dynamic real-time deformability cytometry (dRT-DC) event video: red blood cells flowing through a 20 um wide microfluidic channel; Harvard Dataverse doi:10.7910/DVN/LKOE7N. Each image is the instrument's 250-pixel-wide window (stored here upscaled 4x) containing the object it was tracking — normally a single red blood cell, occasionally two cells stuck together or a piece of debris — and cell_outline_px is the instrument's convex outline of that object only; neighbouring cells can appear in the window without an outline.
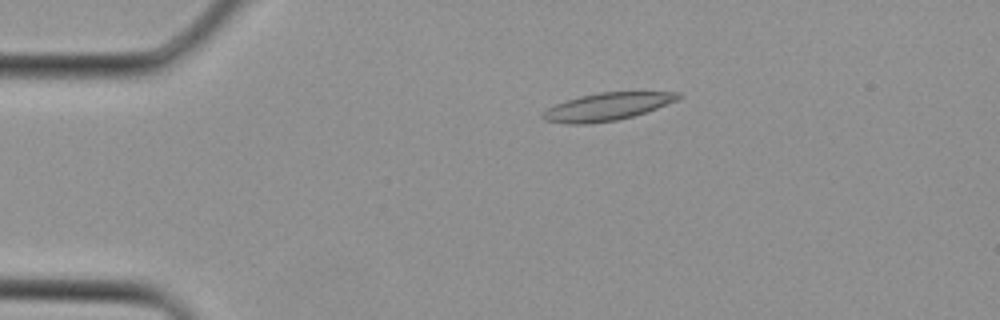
{"species": "Egyptian fruit bat (a non-hibernating species)", "species_latin": "Rousettus aegyptiacus", "temperature_condition": "cold", "stored_images_in_passage": 2, "camera_frame_rate_fps": 3000, "um_per_image_px": 0.085, "animal": {"sex": "female"}, "frame": {"image": 1, "passage_image": 1, "time_ms": 0.0, "image_size_px": [1000, 320], "cell_outline_px": [[684, 96], [676, 100], [656, 108], [632, 116], [616, 120], [588, 124], [568, 124], [544, 120], [540, 116], [548, 108], [556, 104], [580, 96], [600, 92], [680, 92]], "centroid_in_image_um": [51.59, 9.07], "position_along_channel_um": 33.4, "area_um2": 21.5}}
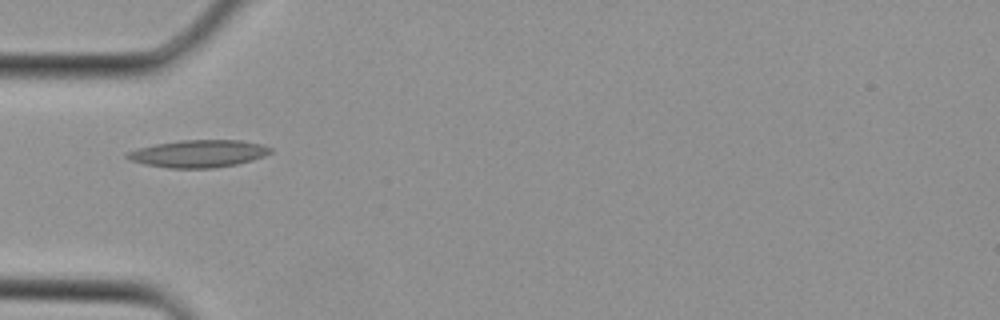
{"frame": {"image": 2, "passage_image": 2, "time_ms": 0.333, "image_size_px": [1000, 320], "cell_outline_px": [[272, 152], [264, 156], [252, 160], [236, 164], [216, 168], [168, 168], [144, 164], [128, 160], [124, 156], [124, 152], [136, 148], [156, 144], [180, 140], [240, 140], [260, 144], [272, 148]], "centroid_in_image_um": [16.81, 13.06], "position_along_channel_um": 68.2, "area_um2": 23.06}}